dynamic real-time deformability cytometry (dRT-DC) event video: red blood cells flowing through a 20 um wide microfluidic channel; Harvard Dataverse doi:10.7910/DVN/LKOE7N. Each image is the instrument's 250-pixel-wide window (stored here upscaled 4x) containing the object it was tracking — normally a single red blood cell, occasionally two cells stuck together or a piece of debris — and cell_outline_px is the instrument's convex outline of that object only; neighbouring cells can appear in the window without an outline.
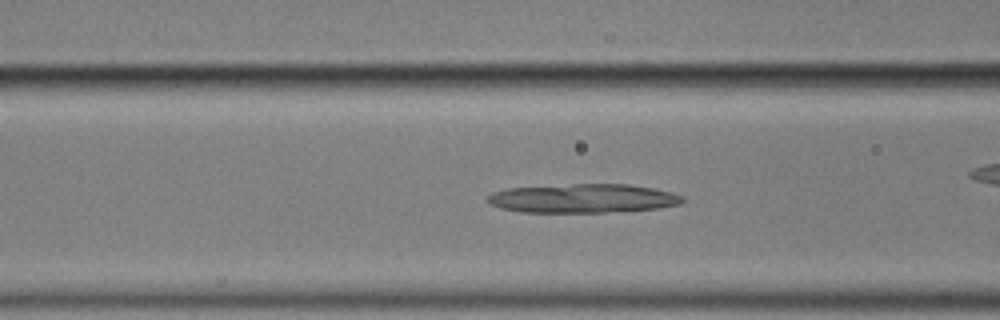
{"species": "common noctule bat (a hibernating species)", "species_latin": "Nyctalus noctula", "temperature_condition": "cold", "stored_images_in_passage": 44, "camera_frame_rate_fps": 3000, "um_per_image_px": 0.085, "animal": {"sex": "male", "body_mass_g": 17.9}, "frame": {"image": 1, "passage_image": 14, "time_ms": 4.333, "image_size_px": [1000, 320], "cell_outline_px": [[684, 200], [680, 204], [660, 208], [604, 212], [520, 212], [500, 208], [488, 204], [484, 200], [484, 196], [492, 192], [508, 188], [572, 184], [628, 184], [652, 188], [672, 192], [684, 196]], "centroid_in_image_um": [49.49, 16.86], "position_along_channel_um": 117.1, "area_um2": 33.12}}
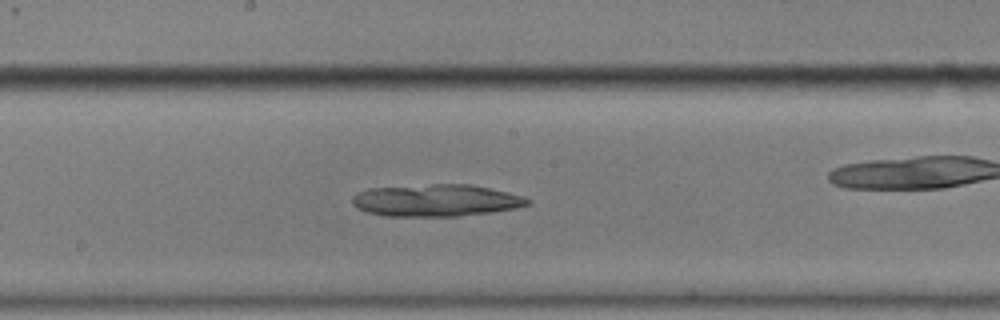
{"frame": {"image": 2, "passage_image": 22, "time_ms": 7.0, "image_size_px": [1000, 320], "cell_outline_px": [[532, 204], [516, 208], [492, 212], [456, 216], [384, 216], [368, 212], [356, 208], [352, 204], [352, 196], [356, 192], [368, 188], [432, 184], [472, 184], [524, 196], [532, 200]], "centroid_in_image_um": [37.06, 17.03], "position_along_channel_um": 211.1, "area_um2": 33.06}}
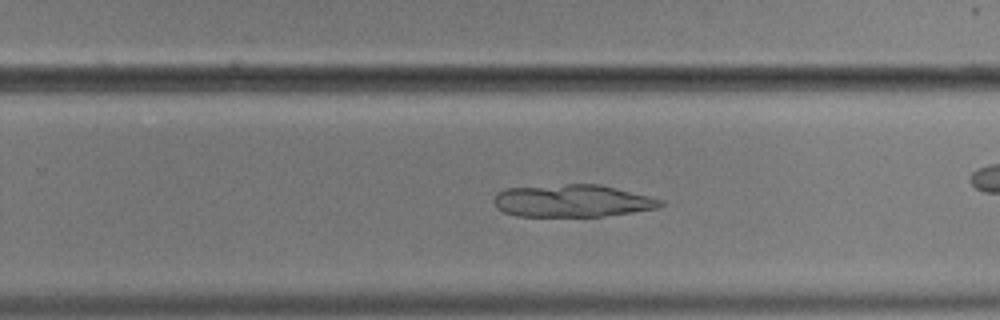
{"frame": {"image": 3, "passage_image": 28, "time_ms": 9.0, "image_size_px": [1000, 320], "cell_outline_px": [[664, 204], [660, 208], [632, 212], [600, 216], [516, 216], [504, 212], [496, 208], [492, 200], [496, 192], [504, 188], [568, 184], [600, 184], [664, 200]], "centroid_in_image_um": [48.61, 17.07], "position_along_channel_um": 281.2, "area_um2": 31.62}}